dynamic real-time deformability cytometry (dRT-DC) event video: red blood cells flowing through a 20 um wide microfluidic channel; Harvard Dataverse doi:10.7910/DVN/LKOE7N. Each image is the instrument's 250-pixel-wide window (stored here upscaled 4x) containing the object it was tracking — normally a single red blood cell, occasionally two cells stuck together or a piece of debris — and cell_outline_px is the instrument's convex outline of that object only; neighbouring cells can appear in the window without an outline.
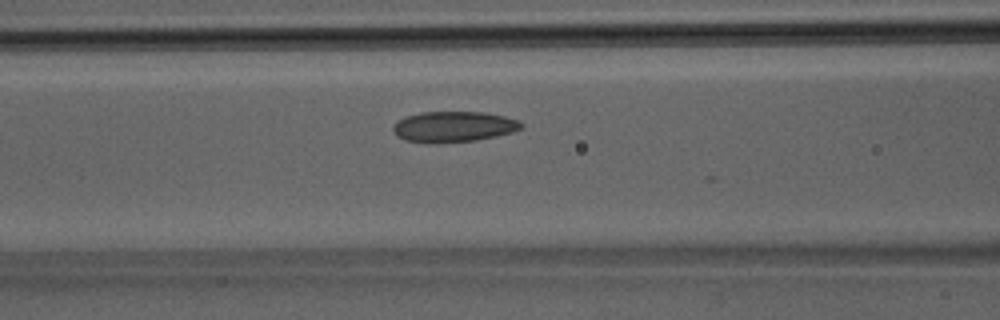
{"species": "Egyptian fruit bat (a non-hibernating species)", "species_latin": "Rousettus aegyptiacus", "temperature_condition": "room temperature", "stored_images_in_passage": 16, "camera_frame_rate_fps": 3000, "um_per_image_px": 0.085, "animal": {"sex": "male"}, "frame": {"image": 1, "passage_image": 11, "time_ms": 3.333, "image_size_px": [1000, 320], "cell_outline_px": [[524, 128], [512, 132], [496, 136], [476, 140], [436, 144], [424, 144], [404, 140], [396, 136], [392, 132], [392, 124], [396, 120], [420, 112], [484, 112], [504, 116], [516, 120], [524, 124]], "centroid_in_image_um": [38.49, 10.79], "position_along_channel_um": 128.1, "area_um2": 23.41}}